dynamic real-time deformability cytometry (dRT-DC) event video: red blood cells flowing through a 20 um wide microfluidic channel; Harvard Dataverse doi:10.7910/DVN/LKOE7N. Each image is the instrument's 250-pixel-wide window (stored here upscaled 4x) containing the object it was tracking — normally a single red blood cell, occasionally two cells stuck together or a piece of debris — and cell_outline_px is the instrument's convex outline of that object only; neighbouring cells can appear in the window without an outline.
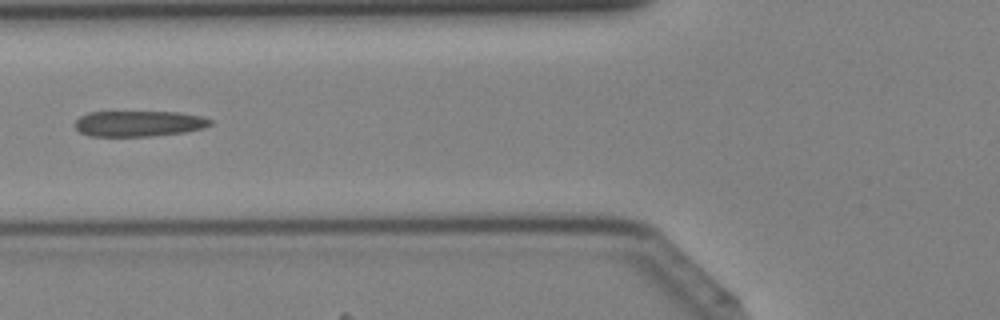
{"species": "Egyptian fruit bat (a non-hibernating species)", "species_latin": "Rousettus aegyptiacus", "temperature_condition": "cold", "stored_images_in_passage": 30, "camera_frame_rate_fps": 3000, "um_per_image_px": 0.085, "animal": {"sex": "female"}, "frame": {"image": 1, "passage_image": 6, "time_ms": 1.667, "image_size_px": [1000, 320], "cell_outline_px": [[212, 124], [204, 128], [184, 132], [152, 136], [88, 136], [80, 132], [76, 128], [76, 120], [80, 116], [88, 112], [176, 112], [200, 116], [212, 120]], "centroid_in_image_um": [11.79, 10.51], "position_along_channel_um": 114.0, "area_um2": 20.23}}
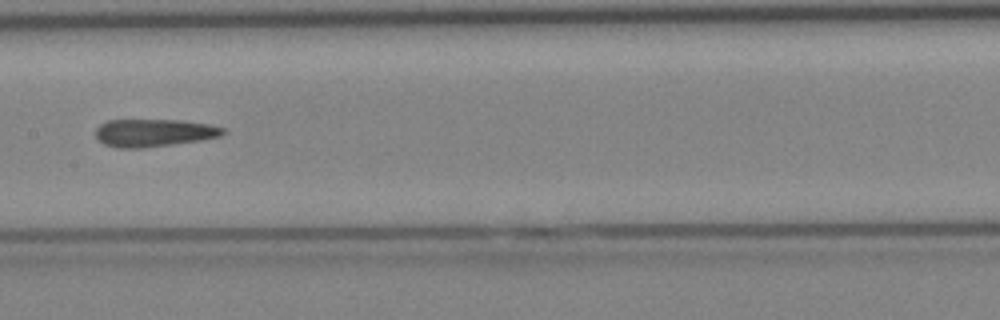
{"frame": {"image": 2, "passage_image": 11, "time_ms": 3.333, "image_size_px": [1000, 320], "cell_outline_px": [[228, 132], [220, 136], [200, 140], [144, 148], [116, 148], [104, 144], [96, 136], [96, 128], [100, 124], [108, 120], [180, 120], [208, 124], [224, 128]], "centroid_in_image_um": [13.08, 11.29], "position_along_channel_um": 194.3, "area_um2": 20.52}}
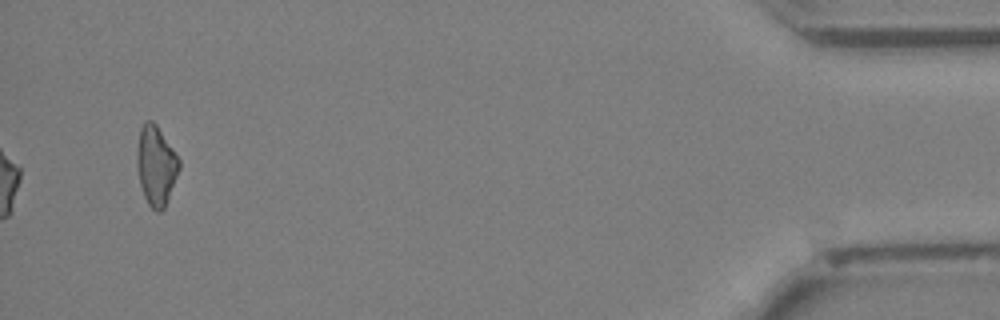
{"frame": {"image": 3, "passage_image": 30, "time_ms": 9.667, "image_size_px": [1000, 320], "cell_outline_px": [[180, 168], [164, 208], [160, 212], [156, 212], [148, 204], [144, 196], [140, 184], [136, 164], [136, 152], [140, 128], [144, 120], [152, 120], [156, 124], [180, 160]], "centroid_in_image_um": [13.24, 14.06], "position_along_channel_um": 422.0, "area_um2": 19.54}}